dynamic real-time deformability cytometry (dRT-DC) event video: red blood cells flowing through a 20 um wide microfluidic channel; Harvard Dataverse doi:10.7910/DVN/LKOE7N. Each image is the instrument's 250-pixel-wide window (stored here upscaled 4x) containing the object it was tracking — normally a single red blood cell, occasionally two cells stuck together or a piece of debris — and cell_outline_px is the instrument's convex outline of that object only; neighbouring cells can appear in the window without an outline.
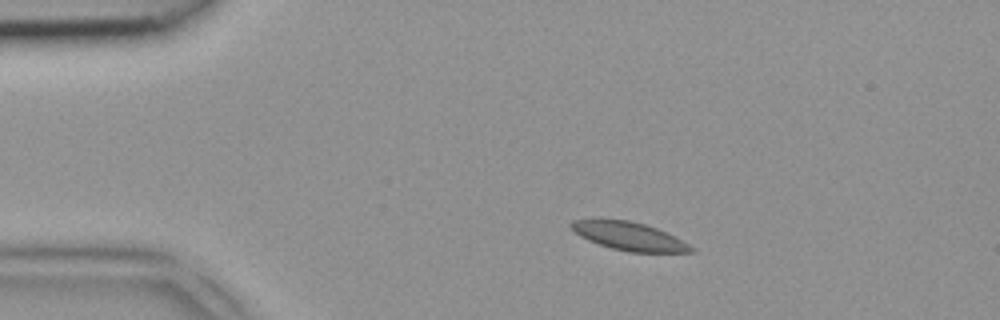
{"species": "common noctule bat (a hibernating species)", "species_latin": "Nyctalus noctula", "temperature_condition": "room temperature", "stored_images_in_passage": 2, "camera_frame_rate_fps": 3000, "um_per_image_px": 0.085, "animal": {"sex": "female", "body_mass_g": 18.4}, "frame": {"image": 1, "passage_image": 1, "time_ms": 0.0, "image_size_px": [1000, 320], "cell_outline_px": [[696, 252], [628, 252], [612, 248], [588, 240], [580, 236], [568, 224], [572, 220], [628, 220], [644, 224], [656, 228], [696, 248]], "centroid_in_image_um": [53.48, 20.09], "position_along_channel_um": 31.5, "area_um2": 19.25}}